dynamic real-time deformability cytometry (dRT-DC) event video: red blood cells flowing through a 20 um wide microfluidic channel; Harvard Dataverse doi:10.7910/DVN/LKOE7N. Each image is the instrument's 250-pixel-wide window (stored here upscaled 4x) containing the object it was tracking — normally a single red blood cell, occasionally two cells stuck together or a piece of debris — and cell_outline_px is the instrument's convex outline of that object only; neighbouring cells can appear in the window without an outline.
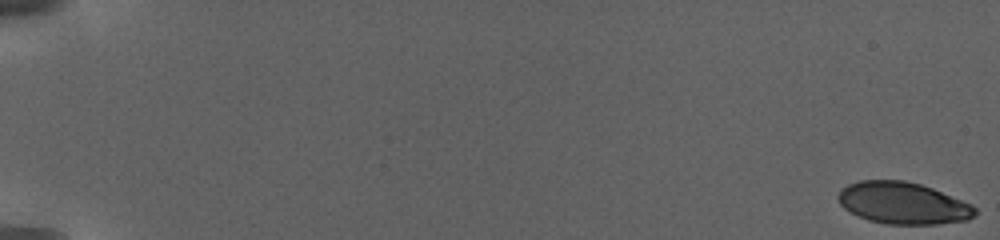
{"species": "human", "species_latin": "Homo sapiens", "temperature_condition": "warm", "stored_images_in_passage": 71, "camera_frame_rate_fps": 3000, "um_per_image_px": 0.085, "donor": {"sex": "female"}, "frame": {"image": 1, "passage_image": 1, "time_ms": 0.0, "image_size_px": [1000, 240], "cell_outline_px": [[976, 212], [968, 220], [936, 224], [888, 224], [868, 220], [844, 208], [840, 204], [836, 196], [840, 188], [848, 184], [860, 180], [904, 180], [920, 184], [932, 188], [972, 204], [976, 208]], "centroid_in_image_um": [76.73, 17.25], "position_along_channel_um": 8.3, "area_um2": 33.35}}
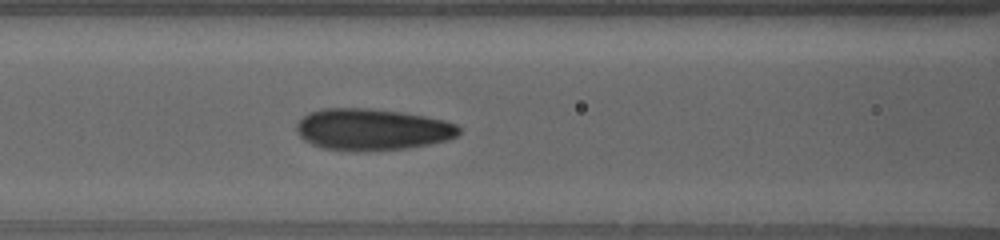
{"frame": {"image": 2, "passage_image": 38, "time_ms": 11.333, "image_size_px": [1000, 240], "cell_outline_px": [[460, 132], [456, 136], [448, 140], [408, 148], [352, 152], [324, 148], [312, 144], [304, 140], [296, 132], [296, 124], [308, 112], [320, 108], [368, 108], [400, 112], [424, 116], [444, 120], [456, 124], [460, 128]], "centroid_in_image_um": [31.6, 11.01], "position_along_channel_um": 135.0, "area_um2": 39.54}}
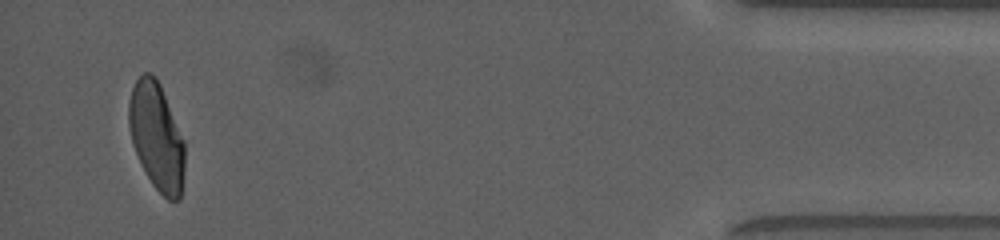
{"frame": {"image": 3, "passage_image": 67, "time_ms": 23.333, "image_size_px": [1000, 240], "cell_outline_px": [[184, 172], [180, 200], [168, 200], [152, 184], [132, 144], [128, 124], [128, 104], [132, 88], [136, 80], [144, 72], [148, 72], [156, 76], [160, 84], [184, 144]], "centroid_in_image_um": [13.29, 11.59], "position_along_channel_um": 421.9, "area_um2": 34.45}, "authors_computed_cell_mechanics": {"area_um2": 35.258, "velocity_mm_per_s": 2.9358, "shape_relaxation_time_tau1_ms": 9.3274, "shape_relaxation_time_tau2_ms": 0.933, "deformation_change_tau1": 0.2414, "deformation_change_tau2": 0.0623}}